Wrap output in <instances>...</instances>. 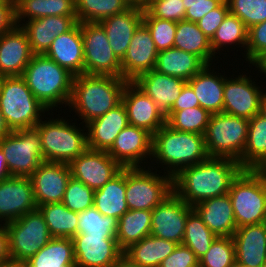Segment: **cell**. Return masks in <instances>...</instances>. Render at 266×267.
<instances>
[{"instance_id":"cell-1","label":"cell","mask_w":266,"mask_h":267,"mask_svg":"<svg viewBox=\"0 0 266 267\" xmlns=\"http://www.w3.org/2000/svg\"><path fill=\"white\" fill-rule=\"evenodd\" d=\"M242 170L237 160L208 157L181 169L173 177V191L193 207L204 200L227 194L232 181Z\"/></svg>"},{"instance_id":"cell-2","label":"cell","mask_w":266,"mask_h":267,"mask_svg":"<svg viewBox=\"0 0 266 267\" xmlns=\"http://www.w3.org/2000/svg\"><path fill=\"white\" fill-rule=\"evenodd\" d=\"M127 80L122 77L80 74L74 76L68 108L82 123L106 114L121 103Z\"/></svg>"},{"instance_id":"cell-3","label":"cell","mask_w":266,"mask_h":267,"mask_svg":"<svg viewBox=\"0 0 266 267\" xmlns=\"http://www.w3.org/2000/svg\"><path fill=\"white\" fill-rule=\"evenodd\" d=\"M208 157L204 135L178 131L167 124L152 135L151 163L165 165L162 168H166L165 173L172 177L184 167L193 166Z\"/></svg>"},{"instance_id":"cell-4","label":"cell","mask_w":266,"mask_h":267,"mask_svg":"<svg viewBox=\"0 0 266 267\" xmlns=\"http://www.w3.org/2000/svg\"><path fill=\"white\" fill-rule=\"evenodd\" d=\"M22 77L33 95L51 112L68 106L74 75L45 55H33Z\"/></svg>"},{"instance_id":"cell-5","label":"cell","mask_w":266,"mask_h":267,"mask_svg":"<svg viewBox=\"0 0 266 267\" xmlns=\"http://www.w3.org/2000/svg\"><path fill=\"white\" fill-rule=\"evenodd\" d=\"M0 110L11 131L35 128L42 114L45 116V112H49L22 76L1 77Z\"/></svg>"},{"instance_id":"cell-6","label":"cell","mask_w":266,"mask_h":267,"mask_svg":"<svg viewBox=\"0 0 266 267\" xmlns=\"http://www.w3.org/2000/svg\"><path fill=\"white\" fill-rule=\"evenodd\" d=\"M59 118L41 119L35 128L40 134L44 160L69 164L88 149L86 126L80 129L75 123Z\"/></svg>"},{"instance_id":"cell-7","label":"cell","mask_w":266,"mask_h":267,"mask_svg":"<svg viewBox=\"0 0 266 267\" xmlns=\"http://www.w3.org/2000/svg\"><path fill=\"white\" fill-rule=\"evenodd\" d=\"M237 228L266 220V183L254 169H243L228 192Z\"/></svg>"},{"instance_id":"cell-8","label":"cell","mask_w":266,"mask_h":267,"mask_svg":"<svg viewBox=\"0 0 266 267\" xmlns=\"http://www.w3.org/2000/svg\"><path fill=\"white\" fill-rule=\"evenodd\" d=\"M249 120L226 113L211 114L204 134L209 157L239 161L247 141Z\"/></svg>"},{"instance_id":"cell-9","label":"cell","mask_w":266,"mask_h":267,"mask_svg":"<svg viewBox=\"0 0 266 267\" xmlns=\"http://www.w3.org/2000/svg\"><path fill=\"white\" fill-rule=\"evenodd\" d=\"M149 167L126 168L125 194L129 210L152 211L173 192V177L165 173L161 176L152 172L155 166Z\"/></svg>"},{"instance_id":"cell-10","label":"cell","mask_w":266,"mask_h":267,"mask_svg":"<svg viewBox=\"0 0 266 267\" xmlns=\"http://www.w3.org/2000/svg\"><path fill=\"white\" fill-rule=\"evenodd\" d=\"M0 148L11 176L30 177L45 161L36 128L11 131L0 140Z\"/></svg>"},{"instance_id":"cell-11","label":"cell","mask_w":266,"mask_h":267,"mask_svg":"<svg viewBox=\"0 0 266 267\" xmlns=\"http://www.w3.org/2000/svg\"><path fill=\"white\" fill-rule=\"evenodd\" d=\"M5 226L8 233L9 253L13 260L28 261L53 238L38 208Z\"/></svg>"},{"instance_id":"cell-12","label":"cell","mask_w":266,"mask_h":267,"mask_svg":"<svg viewBox=\"0 0 266 267\" xmlns=\"http://www.w3.org/2000/svg\"><path fill=\"white\" fill-rule=\"evenodd\" d=\"M84 74L121 77V61L115 56L104 28L98 22L81 23Z\"/></svg>"},{"instance_id":"cell-13","label":"cell","mask_w":266,"mask_h":267,"mask_svg":"<svg viewBox=\"0 0 266 267\" xmlns=\"http://www.w3.org/2000/svg\"><path fill=\"white\" fill-rule=\"evenodd\" d=\"M193 210L174 191L152 210L151 233L182 244L188 214Z\"/></svg>"},{"instance_id":"cell-14","label":"cell","mask_w":266,"mask_h":267,"mask_svg":"<svg viewBox=\"0 0 266 267\" xmlns=\"http://www.w3.org/2000/svg\"><path fill=\"white\" fill-rule=\"evenodd\" d=\"M72 240L76 267H111L124 252L115 235L78 233Z\"/></svg>"},{"instance_id":"cell-15","label":"cell","mask_w":266,"mask_h":267,"mask_svg":"<svg viewBox=\"0 0 266 267\" xmlns=\"http://www.w3.org/2000/svg\"><path fill=\"white\" fill-rule=\"evenodd\" d=\"M234 78L225 76L223 113L250 120L260 113L264 90L246 74Z\"/></svg>"},{"instance_id":"cell-16","label":"cell","mask_w":266,"mask_h":267,"mask_svg":"<svg viewBox=\"0 0 266 267\" xmlns=\"http://www.w3.org/2000/svg\"><path fill=\"white\" fill-rule=\"evenodd\" d=\"M71 176L98 190L117 175L122 167L106 152L87 149L69 163Z\"/></svg>"},{"instance_id":"cell-17","label":"cell","mask_w":266,"mask_h":267,"mask_svg":"<svg viewBox=\"0 0 266 267\" xmlns=\"http://www.w3.org/2000/svg\"><path fill=\"white\" fill-rule=\"evenodd\" d=\"M37 208L30 177L11 176L0 181V224L19 219Z\"/></svg>"},{"instance_id":"cell-18","label":"cell","mask_w":266,"mask_h":267,"mask_svg":"<svg viewBox=\"0 0 266 267\" xmlns=\"http://www.w3.org/2000/svg\"><path fill=\"white\" fill-rule=\"evenodd\" d=\"M107 153L122 168L141 167L143 160L152 159V134L128 125L117 135Z\"/></svg>"},{"instance_id":"cell-19","label":"cell","mask_w":266,"mask_h":267,"mask_svg":"<svg viewBox=\"0 0 266 267\" xmlns=\"http://www.w3.org/2000/svg\"><path fill=\"white\" fill-rule=\"evenodd\" d=\"M70 178L69 164L42 162L30 176L37 206L61 202Z\"/></svg>"},{"instance_id":"cell-20","label":"cell","mask_w":266,"mask_h":267,"mask_svg":"<svg viewBox=\"0 0 266 267\" xmlns=\"http://www.w3.org/2000/svg\"><path fill=\"white\" fill-rule=\"evenodd\" d=\"M129 125L147 130L152 135L166 124L158 105L133 82H127L122 93Z\"/></svg>"},{"instance_id":"cell-21","label":"cell","mask_w":266,"mask_h":267,"mask_svg":"<svg viewBox=\"0 0 266 267\" xmlns=\"http://www.w3.org/2000/svg\"><path fill=\"white\" fill-rule=\"evenodd\" d=\"M158 51L147 27L141 23L135 30L130 45L121 60V77L128 82L153 70Z\"/></svg>"},{"instance_id":"cell-22","label":"cell","mask_w":266,"mask_h":267,"mask_svg":"<svg viewBox=\"0 0 266 267\" xmlns=\"http://www.w3.org/2000/svg\"><path fill=\"white\" fill-rule=\"evenodd\" d=\"M33 55L26 32L15 25L0 35V76H22Z\"/></svg>"},{"instance_id":"cell-23","label":"cell","mask_w":266,"mask_h":267,"mask_svg":"<svg viewBox=\"0 0 266 267\" xmlns=\"http://www.w3.org/2000/svg\"><path fill=\"white\" fill-rule=\"evenodd\" d=\"M77 23V16H46L25 21L20 26L26 32L34 55H44L54 39Z\"/></svg>"},{"instance_id":"cell-24","label":"cell","mask_w":266,"mask_h":267,"mask_svg":"<svg viewBox=\"0 0 266 267\" xmlns=\"http://www.w3.org/2000/svg\"><path fill=\"white\" fill-rule=\"evenodd\" d=\"M74 76L84 73V47L81 23L77 22L69 31L60 34L44 54Z\"/></svg>"},{"instance_id":"cell-25","label":"cell","mask_w":266,"mask_h":267,"mask_svg":"<svg viewBox=\"0 0 266 267\" xmlns=\"http://www.w3.org/2000/svg\"><path fill=\"white\" fill-rule=\"evenodd\" d=\"M128 125L127 112L121 102L106 114L84 124L87 129L88 149L107 152L117 135Z\"/></svg>"},{"instance_id":"cell-26","label":"cell","mask_w":266,"mask_h":267,"mask_svg":"<svg viewBox=\"0 0 266 267\" xmlns=\"http://www.w3.org/2000/svg\"><path fill=\"white\" fill-rule=\"evenodd\" d=\"M147 94L166 116L177 100L187 81L150 70L132 81Z\"/></svg>"},{"instance_id":"cell-27","label":"cell","mask_w":266,"mask_h":267,"mask_svg":"<svg viewBox=\"0 0 266 267\" xmlns=\"http://www.w3.org/2000/svg\"><path fill=\"white\" fill-rule=\"evenodd\" d=\"M143 10L130 6L124 12L98 22L104 28L113 53L120 61L127 52L135 30L142 23Z\"/></svg>"},{"instance_id":"cell-28","label":"cell","mask_w":266,"mask_h":267,"mask_svg":"<svg viewBox=\"0 0 266 267\" xmlns=\"http://www.w3.org/2000/svg\"><path fill=\"white\" fill-rule=\"evenodd\" d=\"M236 262L245 267H261L266 263V224L245 225L232 236Z\"/></svg>"},{"instance_id":"cell-29","label":"cell","mask_w":266,"mask_h":267,"mask_svg":"<svg viewBox=\"0 0 266 267\" xmlns=\"http://www.w3.org/2000/svg\"><path fill=\"white\" fill-rule=\"evenodd\" d=\"M205 225L219 237H232L237 229L229 194L204 200L193 206Z\"/></svg>"},{"instance_id":"cell-30","label":"cell","mask_w":266,"mask_h":267,"mask_svg":"<svg viewBox=\"0 0 266 267\" xmlns=\"http://www.w3.org/2000/svg\"><path fill=\"white\" fill-rule=\"evenodd\" d=\"M211 66L212 64H207L187 83L194 90L200 107L210 114H217L223 112L225 73L223 76L221 73H216L215 69L211 72Z\"/></svg>"},{"instance_id":"cell-31","label":"cell","mask_w":266,"mask_h":267,"mask_svg":"<svg viewBox=\"0 0 266 267\" xmlns=\"http://www.w3.org/2000/svg\"><path fill=\"white\" fill-rule=\"evenodd\" d=\"M205 66L198 56L172 47L158 52L154 70L188 81Z\"/></svg>"},{"instance_id":"cell-32","label":"cell","mask_w":266,"mask_h":267,"mask_svg":"<svg viewBox=\"0 0 266 267\" xmlns=\"http://www.w3.org/2000/svg\"><path fill=\"white\" fill-rule=\"evenodd\" d=\"M126 168L115 175L102 188L95 190L93 206L104 216L119 218L127 212Z\"/></svg>"},{"instance_id":"cell-33","label":"cell","mask_w":266,"mask_h":267,"mask_svg":"<svg viewBox=\"0 0 266 267\" xmlns=\"http://www.w3.org/2000/svg\"><path fill=\"white\" fill-rule=\"evenodd\" d=\"M177 243L148 235L131 244L123 254L141 267H159L177 247Z\"/></svg>"},{"instance_id":"cell-34","label":"cell","mask_w":266,"mask_h":267,"mask_svg":"<svg viewBox=\"0 0 266 267\" xmlns=\"http://www.w3.org/2000/svg\"><path fill=\"white\" fill-rule=\"evenodd\" d=\"M46 16H76L75 0H17L15 22L20 26L25 18L34 20Z\"/></svg>"},{"instance_id":"cell-35","label":"cell","mask_w":266,"mask_h":267,"mask_svg":"<svg viewBox=\"0 0 266 267\" xmlns=\"http://www.w3.org/2000/svg\"><path fill=\"white\" fill-rule=\"evenodd\" d=\"M25 263L26 267H76L72 238L53 237Z\"/></svg>"},{"instance_id":"cell-36","label":"cell","mask_w":266,"mask_h":267,"mask_svg":"<svg viewBox=\"0 0 266 267\" xmlns=\"http://www.w3.org/2000/svg\"><path fill=\"white\" fill-rule=\"evenodd\" d=\"M174 47L198 56L206 65L213 64L215 55L210 40L199 29L197 23L187 20L177 22Z\"/></svg>"},{"instance_id":"cell-37","label":"cell","mask_w":266,"mask_h":267,"mask_svg":"<svg viewBox=\"0 0 266 267\" xmlns=\"http://www.w3.org/2000/svg\"><path fill=\"white\" fill-rule=\"evenodd\" d=\"M266 161V118L260 113L249 120L247 141L241 159L243 169L256 170Z\"/></svg>"},{"instance_id":"cell-38","label":"cell","mask_w":266,"mask_h":267,"mask_svg":"<svg viewBox=\"0 0 266 267\" xmlns=\"http://www.w3.org/2000/svg\"><path fill=\"white\" fill-rule=\"evenodd\" d=\"M151 216L149 210H128L119 218L116 239L123 251L150 235Z\"/></svg>"},{"instance_id":"cell-39","label":"cell","mask_w":266,"mask_h":267,"mask_svg":"<svg viewBox=\"0 0 266 267\" xmlns=\"http://www.w3.org/2000/svg\"><path fill=\"white\" fill-rule=\"evenodd\" d=\"M52 237L73 238L78 234V212L69 210L62 202L38 207Z\"/></svg>"},{"instance_id":"cell-40","label":"cell","mask_w":266,"mask_h":267,"mask_svg":"<svg viewBox=\"0 0 266 267\" xmlns=\"http://www.w3.org/2000/svg\"><path fill=\"white\" fill-rule=\"evenodd\" d=\"M125 0H75L77 22H100L129 8Z\"/></svg>"},{"instance_id":"cell-41","label":"cell","mask_w":266,"mask_h":267,"mask_svg":"<svg viewBox=\"0 0 266 267\" xmlns=\"http://www.w3.org/2000/svg\"><path fill=\"white\" fill-rule=\"evenodd\" d=\"M247 35L248 29L245 24L229 12L210 40L214 55L217 54L216 51H223L222 47H229L232 44L239 45V47L241 45L243 49L245 48L244 52L246 53Z\"/></svg>"},{"instance_id":"cell-42","label":"cell","mask_w":266,"mask_h":267,"mask_svg":"<svg viewBox=\"0 0 266 267\" xmlns=\"http://www.w3.org/2000/svg\"><path fill=\"white\" fill-rule=\"evenodd\" d=\"M216 237L193 209L187 217L182 244L189 247L200 259L210 249Z\"/></svg>"},{"instance_id":"cell-43","label":"cell","mask_w":266,"mask_h":267,"mask_svg":"<svg viewBox=\"0 0 266 267\" xmlns=\"http://www.w3.org/2000/svg\"><path fill=\"white\" fill-rule=\"evenodd\" d=\"M211 114L200 106L180 111H170L166 124L172 129L204 135Z\"/></svg>"},{"instance_id":"cell-44","label":"cell","mask_w":266,"mask_h":267,"mask_svg":"<svg viewBox=\"0 0 266 267\" xmlns=\"http://www.w3.org/2000/svg\"><path fill=\"white\" fill-rule=\"evenodd\" d=\"M78 233L115 235L118 219L102 215L94 206L78 213Z\"/></svg>"},{"instance_id":"cell-45","label":"cell","mask_w":266,"mask_h":267,"mask_svg":"<svg viewBox=\"0 0 266 267\" xmlns=\"http://www.w3.org/2000/svg\"><path fill=\"white\" fill-rule=\"evenodd\" d=\"M142 23L149 30L158 52L174 47L177 22L155 18L144 9Z\"/></svg>"},{"instance_id":"cell-46","label":"cell","mask_w":266,"mask_h":267,"mask_svg":"<svg viewBox=\"0 0 266 267\" xmlns=\"http://www.w3.org/2000/svg\"><path fill=\"white\" fill-rule=\"evenodd\" d=\"M235 261L233 238L217 236L210 249L199 259V267H230Z\"/></svg>"},{"instance_id":"cell-47","label":"cell","mask_w":266,"mask_h":267,"mask_svg":"<svg viewBox=\"0 0 266 267\" xmlns=\"http://www.w3.org/2000/svg\"><path fill=\"white\" fill-rule=\"evenodd\" d=\"M229 12L237 16L247 29L266 21V0H226Z\"/></svg>"},{"instance_id":"cell-48","label":"cell","mask_w":266,"mask_h":267,"mask_svg":"<svg viewBox=\"0 0 266 267\" xmlns=\"http://www.w3.org/2000/svg\"><path fill=\"white\" fill-rule=\"evenodd\" d=\"M95 191L71 176L62 203L71 211L81 212L93 207Z\"/></svg>"},{"instance_id":"cell-49","label":"cell","mask_w":266,"mask_h":267,"mask_svg":"<svg viewBox=\"0 0 266 267\" xmlns=\"http://www.w3.org/2000/svg\"><path fill=\"white\" fill-rule=\"evenodd\" d=\"M145 9L155 18L175 22L185 20L186 9L182 0L148 1Z\"/></svg>"},{"instance_id":"cell-50","label":"cell","mask_w":266,"mask_h":267,"mask_svg":"<svg viewBox=\"0 0 266 267\" xmlns=\"http://www.w3.org/2000/svg\"><path fill=\"white\" fill-rule=\"evenodd\" d=\"M266 52V21L248 29L246 61L252 64Z\"/></svg>"},{"instance_id":"cell-51","label":"cell","mask_w":266,"mask_h":267,"mask_svg":"<svg viewBox=\"0 0 266 267\" xmlns=\"http://www.w3.org/2000/svg\"><path fill=\"white\" fill-rule=\"evenodd\" d=\"M229 13L226 0H224L217 8L211 10L207 15L197 22L199 29L211 40L218 27Z\"/></svg>"},{"instance_id":"cell-52","label":"cell","mask_w":266,"mask_h":267,"mask_svg":"<svg viewBox=\"0 0 266 267\" xmlns=\"http://www.w3.org/2000/svg\"><path fill=\"white\" fill-rule=\"evenodd\" d=\"M159 267H199V259L189 247L178 244Z\"/></svg>"},{"instance_id":"cell-53","label":"cell","mask_w":266,"mask_h":267,"mask_svg":"<svg viewBox=\"0 0 266 267\" xmlns=\"http://www.w3.org/2000/svg\"><path fill=\"white\" fill-rule=\"evenodd\" d=\"M186 9L185 20L197 23L224 0H182Z\"/></svg>"},{"instance_id":"cell-54","label":"cell","mask_w":266,"mask_h":267,"mask_svg":"<svg viewBox=\"0 0 266 267\" xmlns=\"http://www.w3.org/2000/svg\"><path fill=\"white\" fill-rule=\"evenodd\" d=\"M15 25V2L5 0L0 3V35L11 30Z\"/></svg>"},{"instance_id":"cell-55","label":"cell","mask_w":266,"mask_h":267,"mask_svg":"<svg viewBox=\"0 0 266 267\" xmlns=\"http://www.w3.org/2000/svg\"><path fill=\"white\" fill-rule=\"evenodd\" d=\"M197 106H200L197 96L192 87L186 83L181 91V94L174 102L171 111H180Z\"/></svg>"},{"instance_id":"cell-56","label":"cell","mask_w":266,"mask_h":267,"mask_svg":"<svg viewBox=\"0 0 266 267\" xmlns=\"http://www.w3.org/2000/svg\"><path fill=\"white\" fill-rule=\"evenodd\" d=\"M11 259L9 253L8 233L5 224H0V263Z\"/></svg>"},{"instance_id":"cell-57","label":"cell","mask_w":266,"mask_h":267,"mask_svg":"<svg viewBox=\"0 0 266 267\" xmlns=\"http://www.w3.org/2000/svg\"><path fill=\"white\" fill-rule=\"evenodd\" d=\"M9 177H11V175L7 168V161L3 151L0 148V181Z\"/></svg>"},{"instance_id":"cell-58","label":"cell","mask_w":266,"mask_h":267,"mask_svg":"<svg viewBox=\"0 0 266 267\" xmlns=\"http://www.w3.org/2000/svg\"><path fill=\"white\" fill-rule=\"evenodd\" d=\"M253 66H255L258 70V73L264 74L266 77V52L262 54L260 57H258L253 63Z\"/></svg>"},{"instance_id":"cell-59","label":"cell","mask_w":266,"mask_h":267,"mask_svg":"<svg viewBox=\"0 0 266 267\" xmlns=\"http://www.w3.org/2000/svg\"><path fill=\"white\" fill-rule=\"evenodd\" d=\"M111 267H141L138 264L132 262L128 257L124 254L119 258L117 262H115Z\"/></svg>"},{"instance_id":"cell-60","label":"cell","mask_w":266,"mask_h":267,"mask_svg":"<svg viewBox=\"0 0 266 267\" xmlns=\"http://www.w3.org/2000/svg\"><path fill=\"white\" fill-rule=\"evenodd\" d=\"M11 132L0 110V140Z\"/></svg>"},{"instance_id":"cell-61","label":"cell","mask_w":266,"mask_h":267,"mask_svg":"<svg viewBox=\"0 0 266 267\" xmlns=\"http://www.w3.org/2000/svg\"><path fill=\"white\" fill-rule=\"evenodd\" d=\"M0 267H26L25 262L9 259L8 261L1 262Z\"/></svg>"},{"instance_id":"cell-62","label":"cell","mask_w":266,"mask_h":267,"mask_svg":"<svg viewBox=\"0 0 266 267\" xmlns=\"http://www.w3.org/2000/svg\"><path fill=\"white\" fill-rule=\"evenodd\" d=\"M129 6L139 7L145 9L147 6L148 0H125Z\"/></svg>"},{"instance_id":"cell-63","label":"cell","mask_w":266,"mask_h":267,"mask_svg":"<svg viewBox=\"0 0 266 267\" xmlns=\"http://www.w3.org/2000/svg\"><path fill=\"white\" fill-rule=\"evenodd\" d=\"M260 114L266 118V92L263 95L260 103Z\"/></svg>"},{"instance_id":"cell-64","label":"cell","mask_w":266,"mask_h":267,"mask_svg":"<svg viewBox=\"0 0 266 267\" xmlns=\"http://www.w3.org/2000/svg\"><path fill=\"white\" fill-rule=\"evenodd\" d=\"M256 171L263 177L265 183H266V161L263 162Z\"/></svg>"},{"instance_id":"cell-65","label":"cell","mask_w":266,"mask_h":267,"mask_svg":"<svg viewBox=\"0 0 266 267\" xmlns=\"http://www.w3.org/2000/svg\"><path fill=\"white\" fill-rule=\"evenodd\" d=\"M230 267H245L244 265H241L237 263L236 261L230 266Z\"/></svg>"},{"instance_id":"cell-66","label":"cell","mask_w":266,"mask_h":267,"mask_svg":"<svg viewBox=\"0 0 266 267\" xmlns=\"http://www.w3.org/2000/svg\"><path fill=\"white\" fill-rule=\"evenodd\" d=\"M148 1H167V0H148Z\"/></svg>"}]
</instances>
